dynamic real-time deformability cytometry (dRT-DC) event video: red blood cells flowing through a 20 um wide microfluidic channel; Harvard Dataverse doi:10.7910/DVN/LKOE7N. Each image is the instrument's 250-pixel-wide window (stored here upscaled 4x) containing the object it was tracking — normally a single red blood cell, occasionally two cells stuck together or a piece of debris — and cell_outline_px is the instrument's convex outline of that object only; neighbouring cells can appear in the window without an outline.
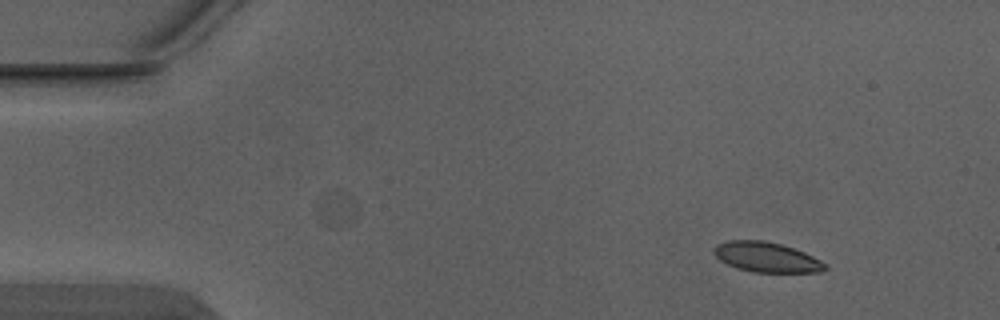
{"species": "Egyptian fruit bat (a non-hibernating species)", "species_latin": "Rousettus aegyptiacus", "temperature_condition": "warm", "stored_images_in_passage": 5, "camera_frame_rate_fps": 3000, "um_per_image_px": 0.085, "animal": {"sex": "male"}, "frame": {"image": 1, "passage_image": 1, "time_ms": 0.0, "image_size_px": [1000, 320], "cell_outline_px": [[828, 268], [820, 272], [752, 272], [728, 264], [720, 260], [712, 252], [712, 248], [716, 244], [728, 240], [764, 240], [780, 244], [804, 252], [828, 264]], "centroid_in_image_um": [65.15, 21.85], "position_along_channel_um": 19.9, "area_um2": 19.42}}
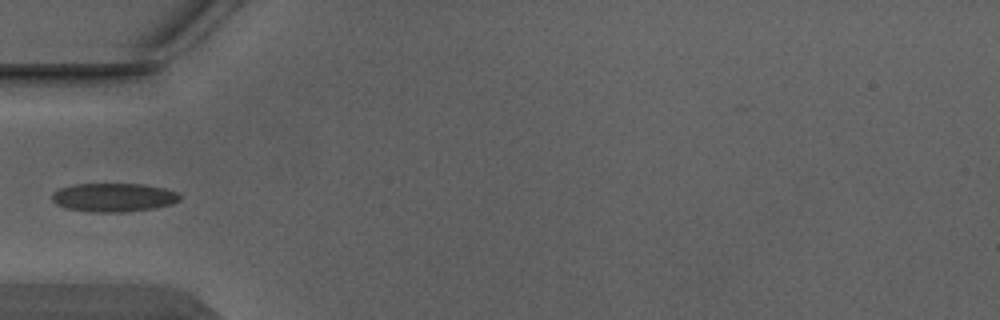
{"frame": {"image": 2, "passage_image": 4, "time_ms": 1.0, "image_size_px": [1000, 320], "cell_outline_px": [[180, 200], [172, 204], [156, 208], [128, 212], [92, 212], [64, 208], [56, 204], [52, 200], [52, 192], [60, 188], [72, 184], [144, 184], [164, 188], [176, 192], [180, 196]], "centroid_in_image_um": [9.64, 16.78], "position_along_channel_um": 75.4, "area_um2": 21.56}}
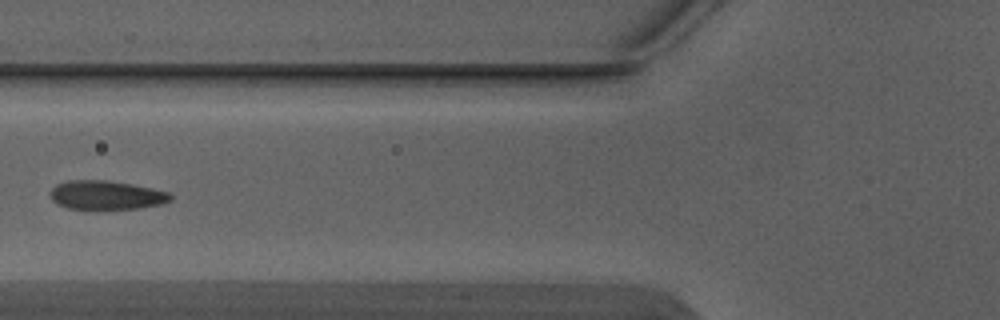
{"frame": {"image": 3, "passage_image": 5, "time_ms": 1.333, "image_size_px": [1000, 320], "cell_outline_px": [[172, 200], [160, 204], [140, 208], [96, 212], [68, 208], [56, 204], [52, 200], [48, 192], [56, 184], [68, 180], [108, 180], [132, 184], [152, 188], [168, 192], [172, 196]], "centroid_in_image_um": [8.98, 16.62], "position_along_channel_um": 116.8, "area_um2": 21.21}}